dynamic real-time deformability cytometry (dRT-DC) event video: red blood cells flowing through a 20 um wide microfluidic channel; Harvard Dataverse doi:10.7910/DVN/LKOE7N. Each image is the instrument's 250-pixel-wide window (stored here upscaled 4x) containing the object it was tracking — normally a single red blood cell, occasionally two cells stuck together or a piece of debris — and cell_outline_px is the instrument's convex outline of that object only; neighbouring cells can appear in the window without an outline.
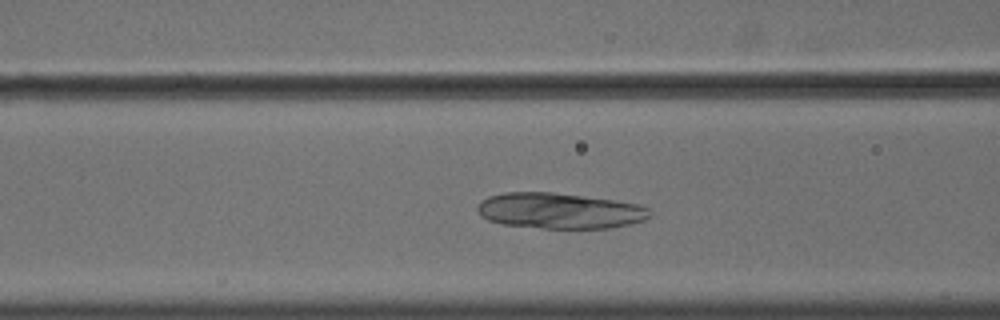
{"species": "common noctule bat (a hibernating species)", "species_latin": "Nyctalus noctula", "temperature_condition": "cold", "stored_images_in_passage": 54, "camera_frame_rate_fps": 3000, "um_per_image_px": 0.085, "animal": {"sex": "male", "body_mass_g": 18.8}, "frame": {"image": 1, "passage_image": 21, "time_ms": 6.667, "image_size_px": [1000, 320], "cell_outline_px": [[652, 216], [644, 220], [628, 224], [608, 228], [544, 228], [504, 224], [488, 220], [480, 216], [476, 208], [480, 200], [488, 196], [504, 192], [552, 192], [616, 200], [636, 204], [648, 208], [652, 212]], "centroid_in_image_um": [47.54, 17.91], "position_along_channel_um": 119.1, "area_um2": 35.95}}
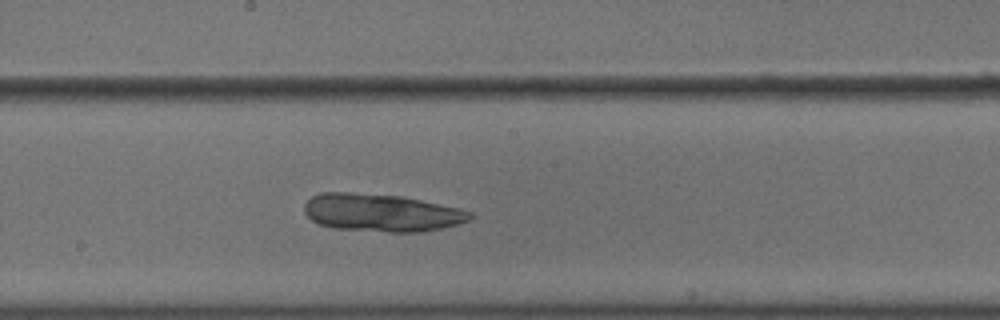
{"frame": {"image": 2, "passage_image": 29, "time_ms": 9.333, "image_size_px": [1000, 320], "cell_outline_px": [[472, 216], [468, 220], [456, 224], [440, 228], [420, 232], [388, 232], [332, 228], [320, 224], [312, 220], [304, 212], [304, 204], [312, 196], [320, 192], [352, 192], [400, 196], [460, 208], [472, 212]], "centroid_in_image_um": [32.38, 18.07], "position_along_channel_um": 215.8, "area_um2": 36.3}}
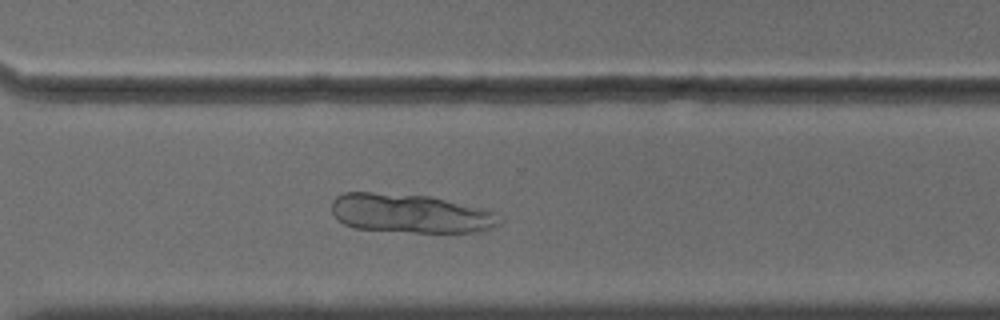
{"frame": {"image": 3, "passage_image": 39, "time_ms": 12.667, "image_size_px": [1000, 320], "cell_outline_px": [[504, 220], [500, 224], [488, 228], [472, 232], [412, 232], [352, 228], [336, 220], [332, 212], [332, 200], [336, 196], [344, 192], [372, 192], [428, 196], [484, 208], [496, 212]], "centroid_in_image_um": [34.86, 18.14], "position_along_channel_um": 335.7, "area_um2": 38.32}}